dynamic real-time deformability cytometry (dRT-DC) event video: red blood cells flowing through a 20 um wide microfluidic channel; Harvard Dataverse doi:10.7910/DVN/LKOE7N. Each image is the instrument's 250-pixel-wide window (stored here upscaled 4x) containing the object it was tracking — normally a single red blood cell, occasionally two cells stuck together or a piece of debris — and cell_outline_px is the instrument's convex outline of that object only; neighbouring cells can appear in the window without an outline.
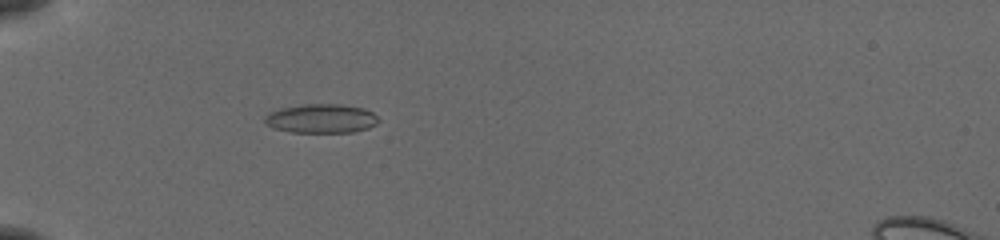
{"species": "common noctule bat (a hibernating species)", "species_latin": "Nyctalus noctula", "temperature_condition": "cold", "stored_images_in_passage": 41, "camera_frame_rate_fps": 3000, "um_per_image_px": 0.085, "animal": {"sex": "female", "body_mass_g": 19.5, "forearm_length_mm": 54.1}, "frame": {"image": 1, "passage_image": 7, "time_ms": 2.0, "image_size_px": [1000, 240], "cell_outline_px": [[372, 124], [360, 128], [340, 132], [300, 132], [288, 128], [272, 116], [276, 112], [292, 108], [356, 108], [368, 112]], "centroid_in_image_um": [27.49, 10.15], "position_along_channel_um": 57.5, "area_um2": 14.33}}
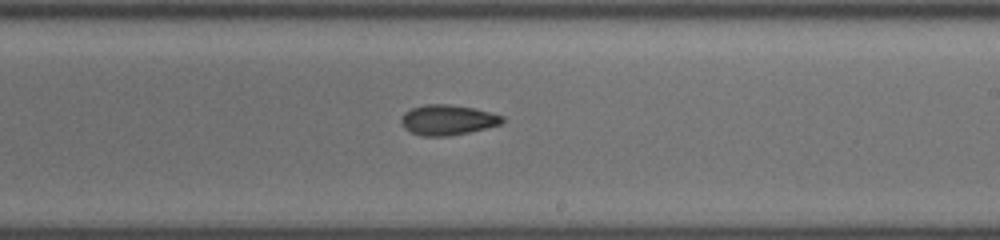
{"frame": {"image": 2, "passage_image": 23, "time_ms": 7.333, "image_size_px": [1000, 240], "cell_outline_px": [[500, 120], [496, 124], [480, 128], [460, 132], [416, 132], [408, 128], [404, 124], [404, 116], [408, 112], [416, 108], [468, 108], [500, 116]], "centroid_in_image_um": [38.09, 10.18], "position_along_channel_um": 250.9, "area_um2": 13.87}}
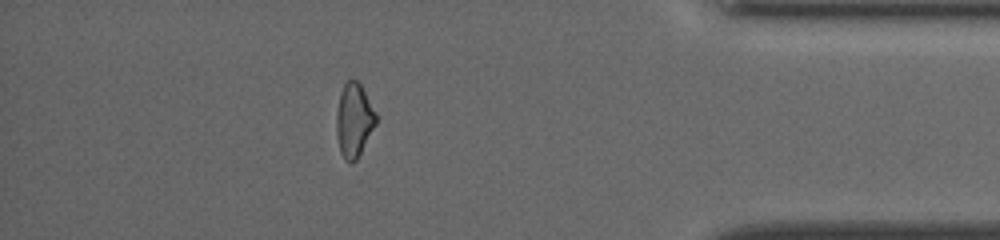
{"frame": {"image": 3, "passage_image": 37, "time_ms": 12.0, "image_size_px": [1000, 240], "cell_outline_px": [[376, 120], [356, 156], [352, 160], [340, 148], [340, 96], [348, 80], [356, 80], [360, 84], [376, 116]], "centroid_in_image_um": [30.15, 10.06], "position_along_channel_um": 405.1, "area_um2": 14.22}}